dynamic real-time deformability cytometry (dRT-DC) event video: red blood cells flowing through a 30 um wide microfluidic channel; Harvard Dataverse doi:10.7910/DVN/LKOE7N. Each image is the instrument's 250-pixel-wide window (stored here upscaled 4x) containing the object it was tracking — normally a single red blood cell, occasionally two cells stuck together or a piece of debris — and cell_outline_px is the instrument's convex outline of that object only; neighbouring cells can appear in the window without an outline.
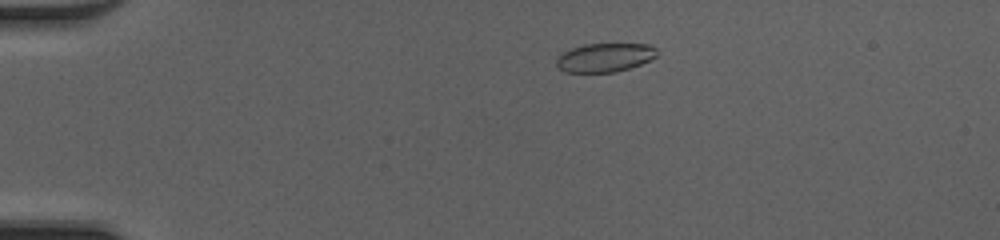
{"species": "common noctule bat (a hibernating species)", "species_latin": "Nyctalus noctula", "temperature_condition": "cold", "stored_images_in_passage": 46, "camera_frame_rate_fps": 3000, "um_per_image_px": 0.085, "animal": {"sex": "female", "body_mass_g": 20.0, "forearm_length_mm": 54.0}, "frame": {"image": 1, "passage_image": 7, "time_ms": 2.0, "image_size_px": [1000, 240], "cell_outline_px": [[660, 52], [652, 60], [616, 72], [564, 72], [556, 64], [556, 56], [572, 48], [584, 44], [652, 44]], "centroid_in_image_um": [51.44, 4.88], "position_along_channel_um": 33.6, "area_um2": 16.99}}
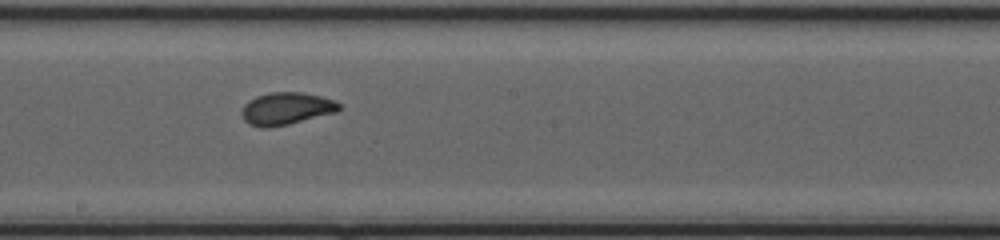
{"frame": {"image": 2, "passage_image": 25, "time_ms": 8.0, "image_size_px": [1000, 240], "cell_outline_px": [[340, 108], [336, 112], [288, 124], [268, 128], [260, 128], [248, 124], [244, 120], [240, 112], [244, 104], [248, 100], [256, 96], [272, 92], [300, 92], [320, 96], [336, 100], [340, 104]], "centroid_in_image_um": [24.29, 9.23], "position_along_channel_um": 223.9, "area_um2": 18.44}}
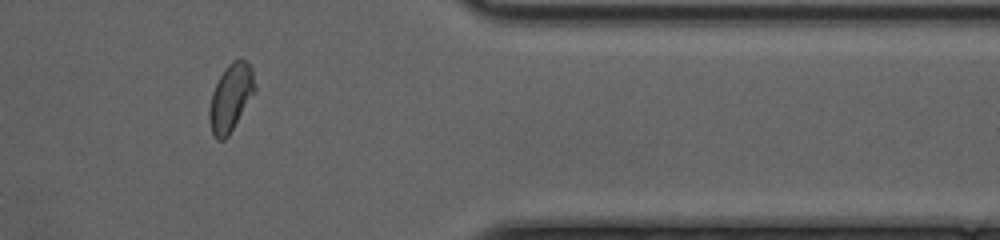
{"frame": {"image": 3, "passage_image": 38, "time_ms": 12.333, "image_size_px": [1000, 240], "cell_outline_px": [[256, 92], [228, 136], [224, 140], [216, 140], [212, 132], [208, 120], [208, 108], [212, 92], [224, 68], [232, 60], [244, 60], [252, 68], [256, 84]], "centroid_in_image_um": [19.61, 8.31], "position_along_channel_um": 391.8, "area_um2": 18.09}, "authors_computed_cell_mechanics": {"area_um2": 18.0625, "velocity_mm_per_s": 4.2342, "shape_relaxation_time_tau1_ms": 4.1248, "shape_relaxation_time_tau2_ms": 0.6103, "deformation_change_tau1": 0.1383, "deformation_change_tau2": 0.0494}}